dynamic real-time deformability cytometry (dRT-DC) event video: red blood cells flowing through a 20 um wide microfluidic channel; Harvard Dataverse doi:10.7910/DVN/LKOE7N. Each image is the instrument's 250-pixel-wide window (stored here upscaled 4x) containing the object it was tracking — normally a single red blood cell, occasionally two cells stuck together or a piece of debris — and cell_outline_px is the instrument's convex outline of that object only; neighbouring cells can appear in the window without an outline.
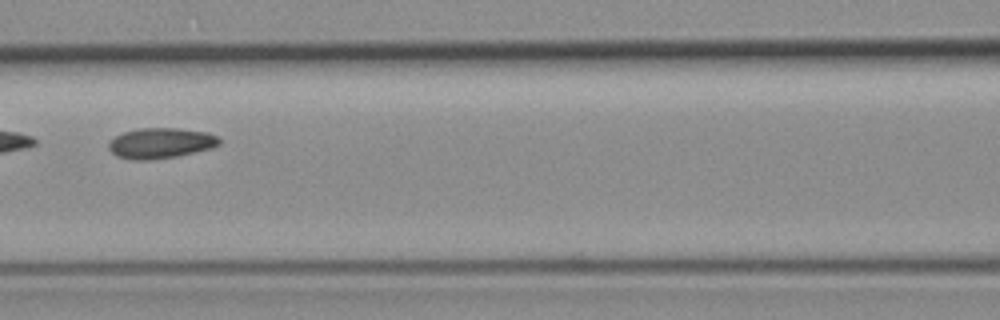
{"species": "common noctule bat (a hibernating species)", "species_latin": "Nyctalus noctula", "temperature_condition": "room temperature", "stored_images_in_passage": 4, "camera_frame_rate_fps": 3000, "um_per_image_px": 0.085, "animal": {"sex": "female", "body_mass_g": 19.3, "forearm_length_mm": 54.1}, "frame": {"image": 1, "passage_image": 3, "time_ms": 2.333, "image_size_px": [1000, 320], "cell_outline_px": [[220, 144], [212, 148], [176, 156], [148, 160], [132, 160], [116, 156], [108, 148], [108, 144], [116, 136], [124, 132], [140, 128], [176, 128], [208, 132], [216, 136], [220, 140]], "centroid_in_image_um": [13.65, 12.17], "position_along_channel_um": 152.9, "area_um2": 19.54}}
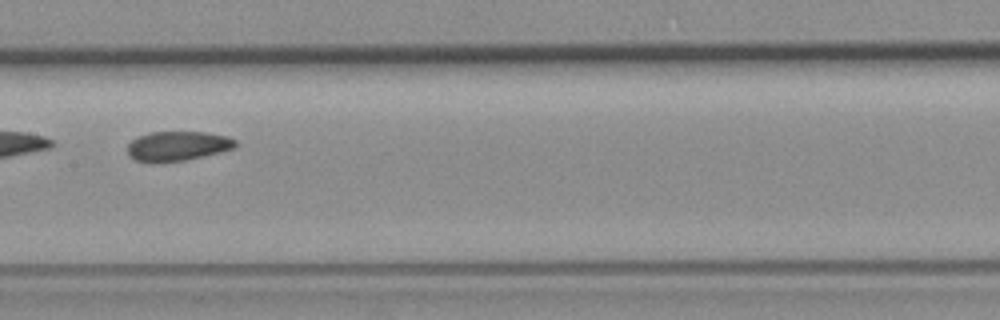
{"frame": {"image": 2, "passage_image": 4, "time_ms": 3.333, "image_size_px": [1000, 320], "cell_outline_px": [[236, 144], [232, 148], [220, 152], [184, 160], [136, 160], [128, 156], [128, 144], [132, 140], [148, 132], [204, 132], [228, 136], [236, 140]], "centroid_in_image_um": [15.11, 12.37], "position_along_channel_um": 192.3, "area_um2": 17.98}}